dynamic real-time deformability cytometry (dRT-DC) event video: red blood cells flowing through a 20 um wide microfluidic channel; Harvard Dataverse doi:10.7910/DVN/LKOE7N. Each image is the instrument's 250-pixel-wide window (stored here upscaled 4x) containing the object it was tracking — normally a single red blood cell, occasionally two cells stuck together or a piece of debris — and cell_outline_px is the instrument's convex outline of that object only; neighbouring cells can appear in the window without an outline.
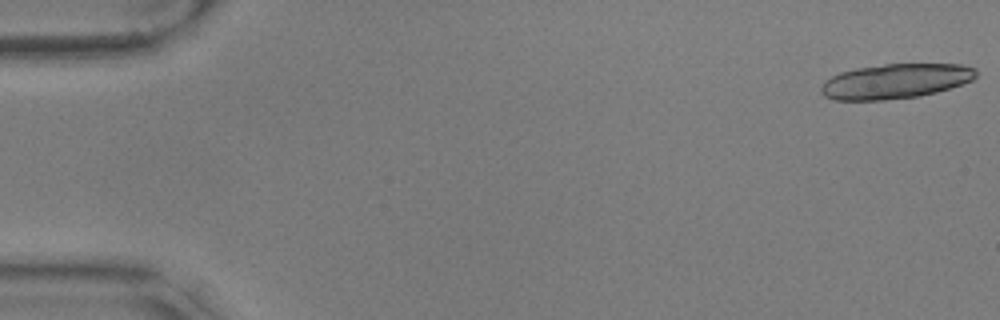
{"species": "common noctule bat (a hibernating species)", "species_latin": "Nyctalus noctula", "temperature_condition": "warm", "stored_images_in_passage": 18, "camera_frame_rate_fps": 3000, "um_per_image_px": 0.085, "animal": {"sex": "male", "body_mass_g": 17.9, "forearm_length_mm": 54.2}, "frame": {"image": 1, "passage_image": 1, "time_ms": 0.0, "image_size_px": [1000, 320], "cell_outline_px": [[976, 76], [972, 80], [936, 92], [920, 96], [884, 100], [836, 100], [824, 96], [820, 92], [820, 88], [824, 80], [840, 72], [856, 68], [884, 64], [960, 64], [976, 68]], "centroid_in_image_um": [76.07, 6.9], "position_along_channel_um": 8.9, "area_um2": 31.44}}